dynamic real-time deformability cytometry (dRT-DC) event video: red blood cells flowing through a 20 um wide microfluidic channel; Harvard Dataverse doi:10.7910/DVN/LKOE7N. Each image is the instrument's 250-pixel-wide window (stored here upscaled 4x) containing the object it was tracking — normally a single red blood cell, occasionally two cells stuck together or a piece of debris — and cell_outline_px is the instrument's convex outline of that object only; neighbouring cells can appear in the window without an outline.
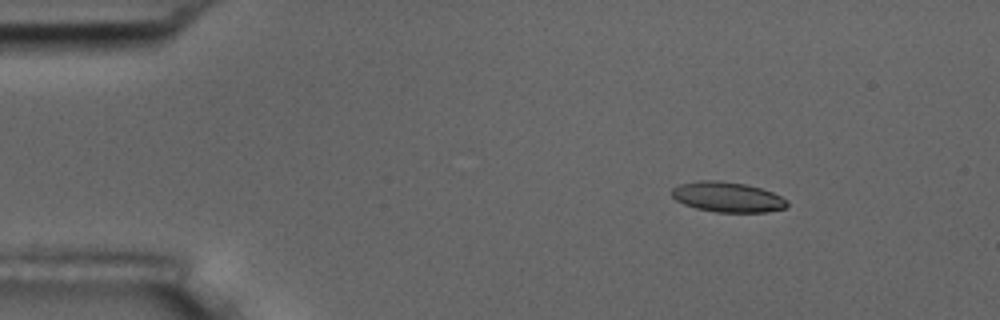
{"species": "common noctule bat (a hibernating species)", "species_latin": "Nyctalus noctula", "temperature_condition": "room temperature", "stored_images_in_passage": 9, "camera_frame_rate_fps": 3000, "um_per_image_px": 0.085, "animal": {"sex": "male", "body_mass_g": 17.5, "forearm_length_mm": 52.3}, "frame": {"image": 1, "passage_image": 1, "time_ms": 0.0, "image_size_px": [1000, 320], "cell_outline_px": [[788, 204], [784, 208], [768, 212], [716, 212], [696, 208], [684, 204], [676, 200], [672, 196], [672, 188], [680, 184], [700, 180], [716, 180], [744, 184], [760, 188], [772, 192], [788, 200]], "centroid_in_image_um": [61.83, 16.75], "position_along_channel_um": 23.2, "area_um2": 20.17}}
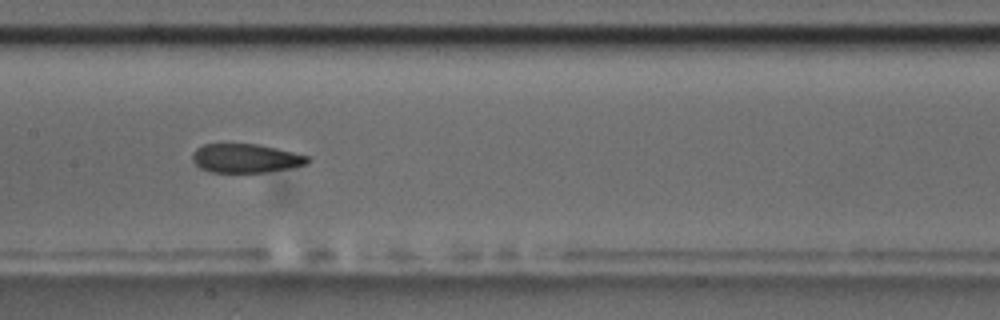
{"frame": {"image": 2, "passage_image": 7, "time_ms": 2.0, "image_size_px": [1000, 320], "cell_outline_px": [[312, 160], [308, 164], [288, 168], [264, 172], [212, 172], [200, 168], [192, 160], [192, 152], [196, 148], [204, 144], [260, 144], [308, 156]], "centroid_in_image_um": [20.88, 13.45], "position_along_channel_um": 186.5, "area_um2": 19.36}}
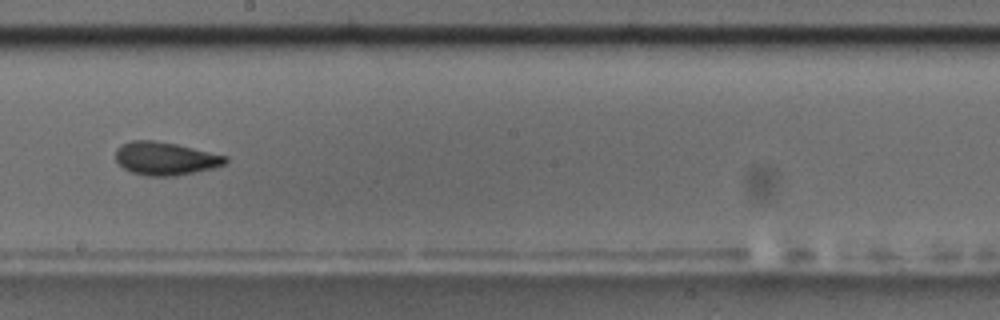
{"frame": {"image": 3, "passage_image": 8, "time_ms": 2.333, "image_size_px": [1000, 320], "cell_outline_px": [[228, 160], [224, 164], [212, 168], [196, 172], [176, 176], [148, 176], [132, 172], [124, 168], [116, 160], [116, 148], [120, 144], [128, 140], [156, 140], [176, 144], [228, 156]], "centroid_in_image_um": [14.03, 13.46], "position_along_channel_um": 234.2, "area_um2": 21.27}}